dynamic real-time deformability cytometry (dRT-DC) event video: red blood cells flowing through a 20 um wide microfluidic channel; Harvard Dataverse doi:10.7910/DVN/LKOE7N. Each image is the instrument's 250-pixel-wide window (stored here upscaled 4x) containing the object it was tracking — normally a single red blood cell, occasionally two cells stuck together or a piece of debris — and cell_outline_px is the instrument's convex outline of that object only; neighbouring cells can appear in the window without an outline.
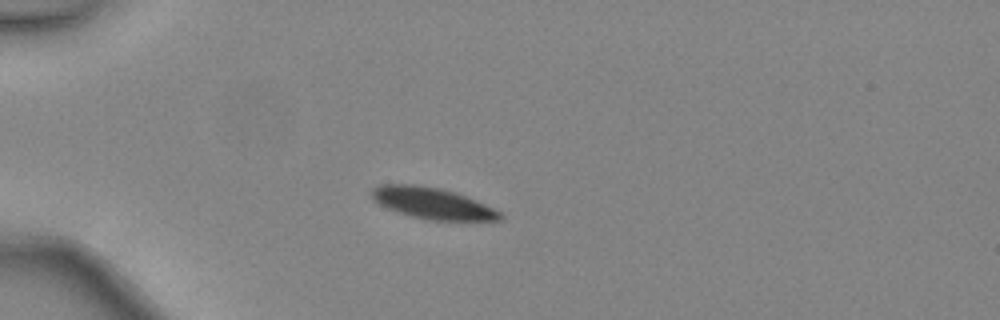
{"species": "common noctule bat (a hibernating species)", "species_latin": "Nyctalus noctula", "temperature_condition": "warm", "stored_images_in_passage": 34, "camera_frame_rate_fps": 3000, "um_per_image_px": 0.085, "animal": {"sex": "female", "body_mass_g": 24.6, "forearm_length_mm": 56.2}, "frame": {"image": 1, "passage_image": 1, "time_ms": 0.0, "image_size_px": [1000, 320], "cell_outline_px": [[504, 220], [428, 220], [396, 212], [372, 200], [372, 188], [380, 184], [416, 184], [440, 188], [456, 192], [476, 200], [500, 212], [504, 216]], "centroid_in_image_um": [36.74, 17.27], "position_along_channel_um": 48.3, "area_um2": 23.41}}
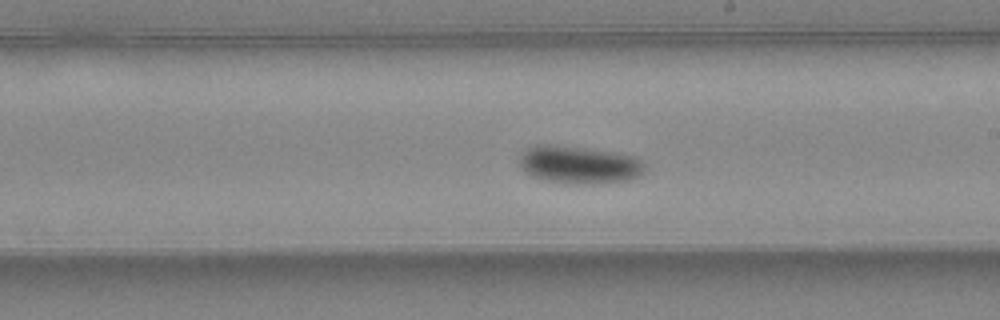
{"frame": {"image": 2, "passage_image": 16, "time_ms": 5.0, "image_size_px": [1000, 320], "cell_outline_px": [[648, 168], [640, 176], [628, 180], [592, 184], [564, 184], [544, 180], [532, 176], [524, 172], [520, 164], [520, 156], [528, 148], [536, 144], [556, 144], [616, 152], [636, 156], [644, 160]], "centroid_in_image_um": [49.28, 14.0], "position_along_channel_um": 239.7, "area_um2": 28.26}}
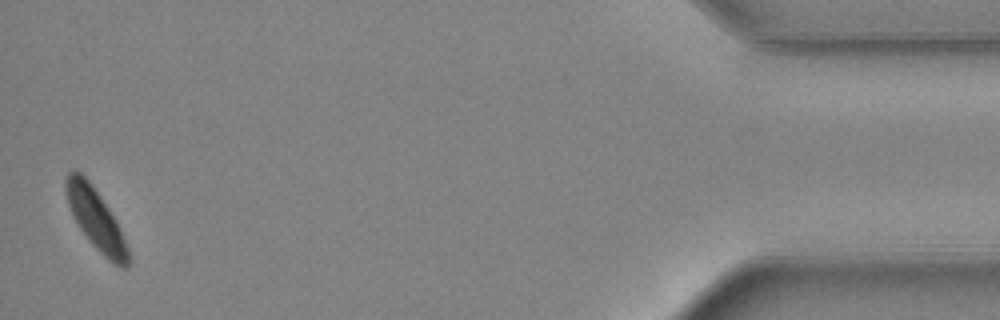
{"frame": {"image": 3, "passage_image": 34, "time_ms": 11.0, "image_size_px": [1000, 320], "cell_outline_px": [[128, 268], [120, 268], [112, 264], [92, 244], [80, 228], [68, 204], [64, 188], [64, 180], [68, 172], [80, 172], [88, 180], [100, 196], [116, 220], [128, 248]], "centroid_in_image_um": [8.14, 18.64], "position_along_channel_um": 427.1, "area_um2": 21.62}, "authors_computed_cell_mechanics": {"area_um2": 25.6343, "velocity_mm_per_s": 4.4142, "shape_relaxation_time_tau1_ms": 3.2423, "shape_relaxation_time_tau2_ms": null, "deformation_change_tau1": 0.1162, "deformation_change_tau2": null}}